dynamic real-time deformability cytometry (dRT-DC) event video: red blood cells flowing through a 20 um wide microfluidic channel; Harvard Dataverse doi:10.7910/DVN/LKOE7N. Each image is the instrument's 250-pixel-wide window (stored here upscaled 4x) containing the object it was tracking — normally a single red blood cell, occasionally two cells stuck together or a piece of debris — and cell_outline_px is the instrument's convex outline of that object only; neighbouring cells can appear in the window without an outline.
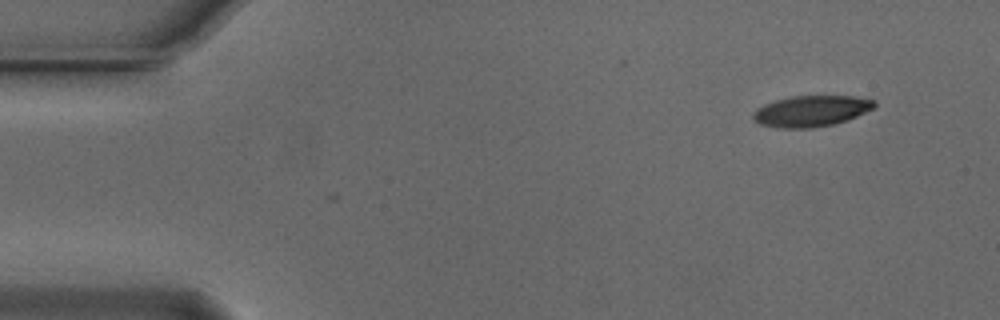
{"species": "Egyptian fruit bat (a non-hibernating species)", "species_latin": "Rousettus aegyptiacus", "temperature_condition": "cold", "stored_images_in_passage": 8, "camera_frame_rate_fps": 3000, "um_per_image_px": 0.085, "animal": {"sex": "male"}, "frame": {"image": 1, "passage_image": 1, "time_ms": 0.0, "image_size_px": [1000, 320], "cell_outline_px": [[876, 104], [872, 108], [848, 120], [836, 124], [812, 128], [776, 128], [760, 124], [752, 120], [752, 112], [756, 108], [764, 104], [776, 100], [792, 96], [852, 96], [876, 100]], "centroid_in_image_um": [68.9, 9.45], "position_along_channel_um": 16.1, "area_um2": 22.08}}